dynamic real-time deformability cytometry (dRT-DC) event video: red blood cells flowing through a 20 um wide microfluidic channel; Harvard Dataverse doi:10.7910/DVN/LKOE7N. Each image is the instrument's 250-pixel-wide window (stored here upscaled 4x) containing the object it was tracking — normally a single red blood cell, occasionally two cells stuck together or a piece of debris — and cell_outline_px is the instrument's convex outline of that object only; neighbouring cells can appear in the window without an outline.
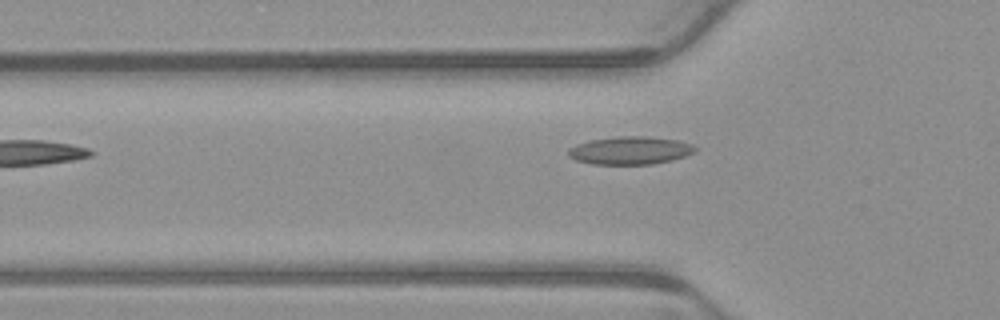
{"species": "common noctule bat (a hibernating species)", "species_latin": "Nyctalus noctula", "temperature_condition": "warm", "stored_images_in_passage": 7, "camera_frame_rate_fps": 3000, "um_per_image_px": 0.085, "animal": {"sex": "male", "body_mass_g": 23.1, "forearm_length_mm": 52.7}, "frame": {"image": 1, "passage_image": 7, "time_ms": 2.0, "image_size_px": [1000, 320], "cell_outline_px": [[696, 152], [672, 160], [652, 164], [592, 164], [576, 160], [568, 156], [568, 148], [576, 144], [592, 140], [616, 136], [644, 136], [676, 140], [692, 144], [696, 148]], "centroid_in_image_um": [53.55, 12.79], "position_along_channel_um": 72.3, "area_um2": 20.58}}